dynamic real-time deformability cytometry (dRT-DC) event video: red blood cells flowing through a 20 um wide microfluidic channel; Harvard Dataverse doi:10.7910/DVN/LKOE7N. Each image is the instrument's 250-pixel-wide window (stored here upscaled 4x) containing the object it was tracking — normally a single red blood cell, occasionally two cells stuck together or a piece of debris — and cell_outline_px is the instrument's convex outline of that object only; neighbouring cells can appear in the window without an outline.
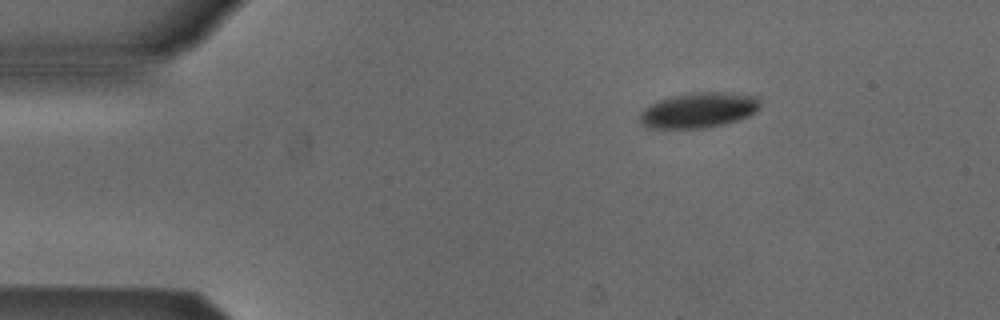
{"species": "Egyptian fruit bat (a non-hibernating species)", "species_latin": "Rousettus aegyptiacus", "temperature_condition": "cold", "stored_images_in_passage": 8, "camera_frame_rate_fps": 3000, "um_per_image_px": 0.085, "animal": {"sex": "male"}, "frame": {"image": 1, "passage_image": 1, "time_ms": 0.0, "image_size_px": [1000, 320], "cell_outline_px": [[760, 108], [756, 112], [748, 116], [724, 124], [700, 128], [652, 128], [644, 124], [640, 120], [640, 112], [648, 104], [668, 96], [692, 92], [720, 92], [760, 96]], "centroid_in_image_um": [59.4, 9.34], "position_along_channel_um": 25.6, "area_um2": 24.85}}